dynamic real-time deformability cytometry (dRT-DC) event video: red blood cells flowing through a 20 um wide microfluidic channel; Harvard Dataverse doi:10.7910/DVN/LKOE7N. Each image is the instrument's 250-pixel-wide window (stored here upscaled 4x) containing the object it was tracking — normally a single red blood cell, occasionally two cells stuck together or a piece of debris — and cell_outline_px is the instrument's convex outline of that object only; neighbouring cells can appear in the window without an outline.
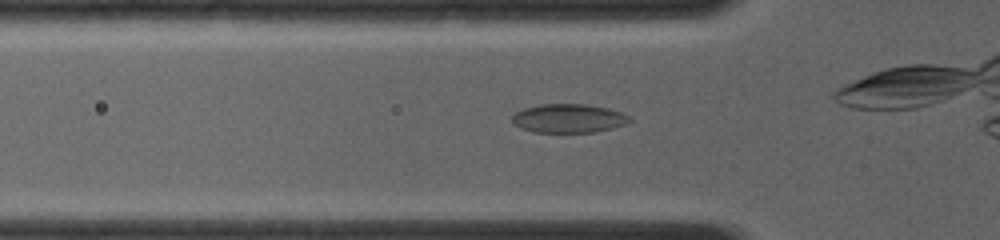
{"species": "common noctule bat (a hibernating species)", "species_latin": "Nyctalus noctula", "temperature_condition": "room temperature", "stored_images_in_passage": 38, "camera_frame_rate_fps": 4000, "um_per_image_px": 0.085, "animal": {"sex": "female", "body_mass_g": 19.0, "forearm_length_mm": 56.7}, "frame": {"image": 1, "passage_image": 10, "time_ms": 2.25, "image_size_px": [1000, 240], "cell_outline_px": [[632, 120], [624, 124], [612, 128], [596, 132], [532, 132], [520, 128], [512, 124], [512, 116], [516, 112], [524, 108], [540, 104], [584, 104], [608, 108], [620, 112], [628, 116]], "centroid_in_image_um": [48.28, 10.06], "position_along_channel_um": 77.5, "area_um2": 19.71}}
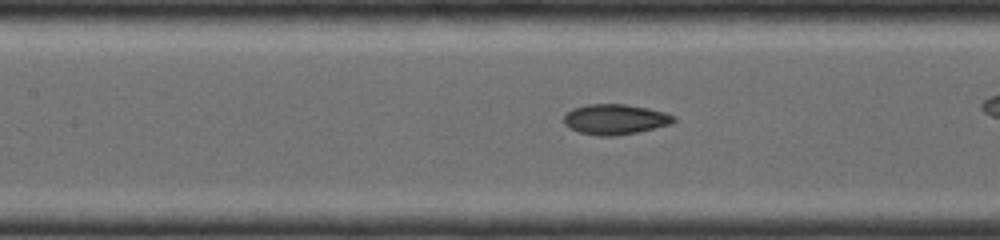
{"frame": {"image": 2, "passage_image": 17, "time_ms": 4.0, "image_size_px": [1000, 240], "cell_outline_px": [[676, 120], [672, 124], [636, 132], [616, 136], [600, 136], [580, 132], [564, 124], [564, 116], [572, 108], [588, 104], [624, 104], [648, 108], [664, 112], [676, 116]], "centroid_in_image_um": [52.31, 10.13], "position_along_channel_um": 155.1, "area_um2": 19.31}}
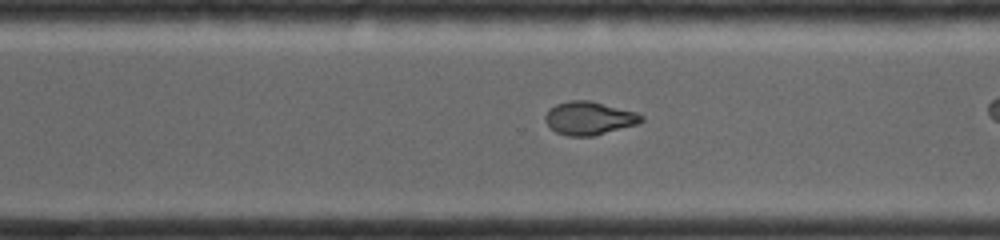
{"frame": {"image": 3, "passage_image": 32, "time_ms": 7.75, "image_size_px": [1000, 240], "cell_outline_px": [[644, 120], [636, 124], [592, 136], [568, 136], [556, 132], [544, 120], [544, 116], [556, 104], [568, 100], [588, 100], [636, 112], [644, 116]], "centroid_in_image_um": [50.07, 10.04], "position_along_channel_um": 320.5, "area_um2": 18.32}}